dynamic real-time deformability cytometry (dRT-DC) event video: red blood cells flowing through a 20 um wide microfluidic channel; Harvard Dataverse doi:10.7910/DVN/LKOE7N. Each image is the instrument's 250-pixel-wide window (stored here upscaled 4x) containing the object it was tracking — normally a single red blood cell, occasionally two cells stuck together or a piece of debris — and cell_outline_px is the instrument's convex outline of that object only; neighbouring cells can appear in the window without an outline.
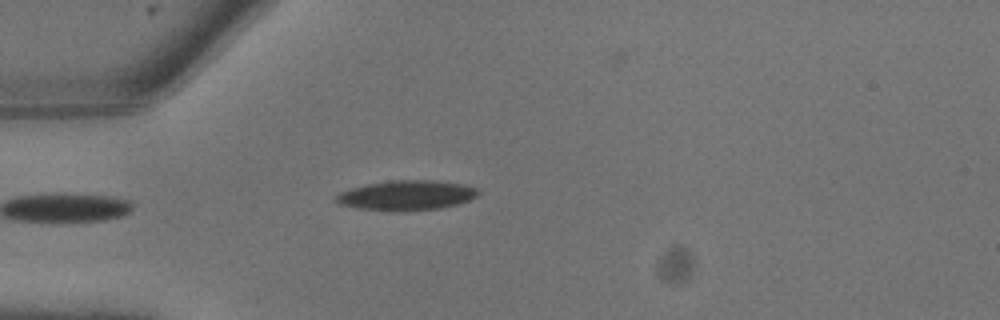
{"species": "common noctule bat (a hibernating species)", "species_latin": "Nyctalus noctula", "temperature_condition": "warm", "stored_images_in_passage": 3, "camera_frame_rate_fps": 3000, "um_per_image_px": 0.085, "animal": {"sex": "male", "body_mass_g": 13.3}, "frame": {"image": 1, "passage_image": 3, "time_ms": 0.667, "image_size_px": [1000, 320], "cell_outline_px": [[480, 192], [476, 196], [468, 200], [456, 204], [440, 208], [400, 212], [360, 208], [340, 204], [332, 200], [332, 196], [340, 192], [352, 188], [368, 184], [392, 180], [432, 180], [464, 184], [476, 188]], "centroid_in_image_um": [34.52, 16.6], "position_along_channel_um": 50.5, "area_um2": 24.74}}